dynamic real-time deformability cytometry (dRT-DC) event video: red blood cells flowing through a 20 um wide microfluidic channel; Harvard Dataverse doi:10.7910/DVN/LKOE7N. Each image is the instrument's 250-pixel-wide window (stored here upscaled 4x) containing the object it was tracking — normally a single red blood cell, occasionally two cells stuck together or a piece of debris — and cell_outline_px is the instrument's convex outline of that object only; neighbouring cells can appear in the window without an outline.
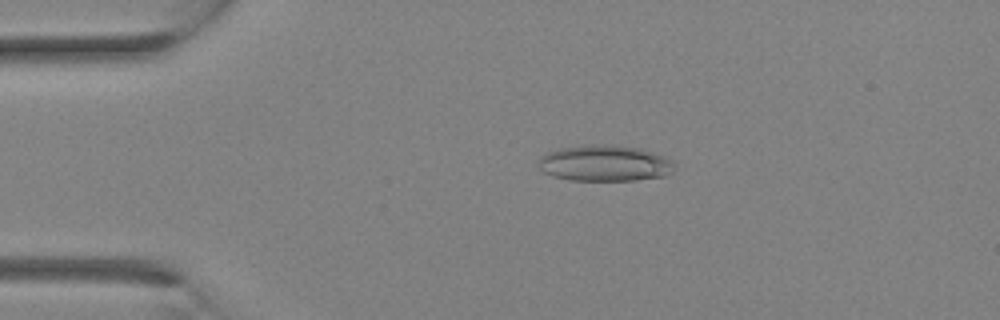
{"species": "Egyptian fruit bat (a non-hibernating species)", "species_latin": "Rousettus aegyptiacus", "temperature_condition": "room temperature", "stored_images_in_passage": 29, "camera_frame_rate_fps": 3000, "um_per_image_px": 0.085, "animal": {"sex": "female"}, "frame": {"image": 1, "passage_image": 6, "time_ms": 1.667, "image_size_px": [1000, 320], "cell_outline_px": [[676, 168], [672, 172], [664, 176], [636, 180], [568, 180], [552, 176], [544, 172], [540, 168], [540, 156], [548, 152], [560, 148], [588, 144], [612, 144], [640, 148], [664, 156], [672, 160], [676, 164]], "centroid_in_image_um": [51.44, 13.87], "position_along_channel_um": 33.6, "area_um2": 28.84}}
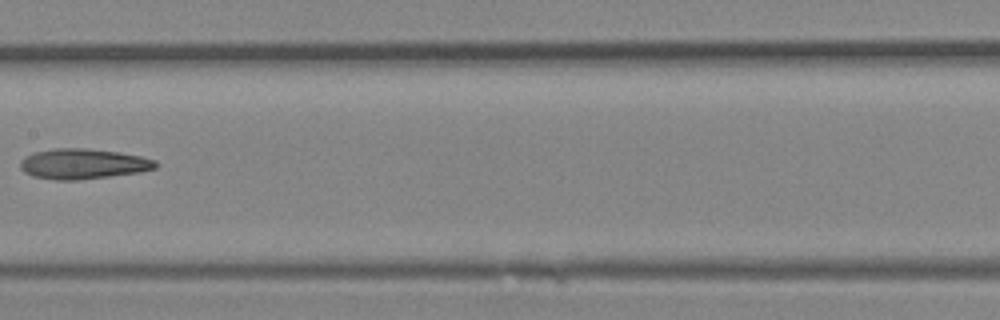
{"frame": {"image": 2, "passage_image": 15, "time_ms": 4.667, "image_size_px": [1000, 320], "cell_outline_px": [[156, 168], [140, 172], [76, 180], [56, 180], [32, 176], [24, 172], [20, 168], [20, 160], [24, 156], [32, 152], [52, 148], [84, 148], [120, 152], [140, 156], [156, 160]], "centroid_in_image_um": [7.01, 13.92], "position_along_channel_um": 200.4, "area_um2": 23.99}}
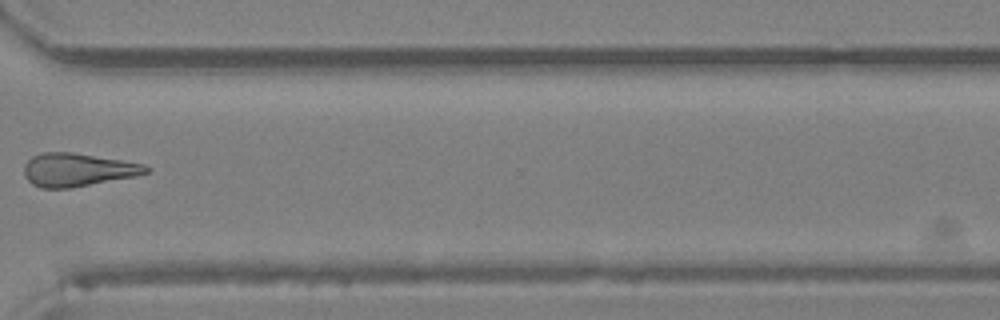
{"frame": {"image": 3, "passage_image": 22, "time_ms": 7.0, "image_size_px": [1000, 320], "cell_outline_px": [[148, 172], [136, 176], [72, 188], [40, 188], [32, 184], [24, 176], [24, 164], [32, 156], [44, 152], [72, 152], [144, 164], [148, 168]], "centroid_in_image_um": [6.55, 14.44], "position_along_channel_um": 364.0, "area_um2": 23.52}}